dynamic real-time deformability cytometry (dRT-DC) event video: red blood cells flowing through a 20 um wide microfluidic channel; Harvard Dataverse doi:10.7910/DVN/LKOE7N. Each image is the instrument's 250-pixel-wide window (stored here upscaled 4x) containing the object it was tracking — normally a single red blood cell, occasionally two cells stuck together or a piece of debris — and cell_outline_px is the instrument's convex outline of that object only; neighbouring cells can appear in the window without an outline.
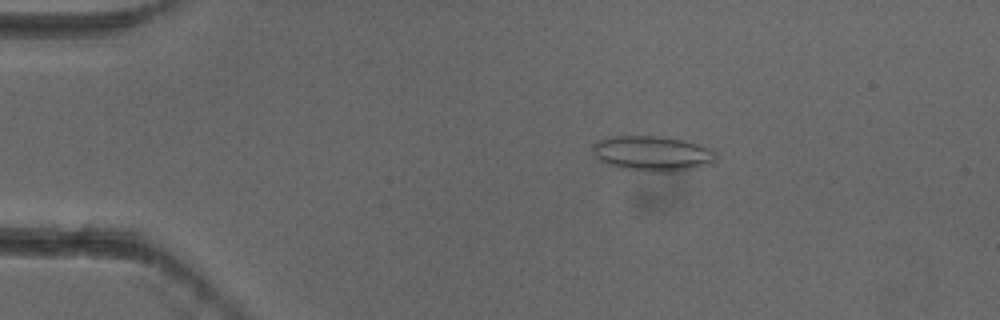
{"species": "common noctule bat (a hibernating species)", "species_latin": "Nyctalus noctula", "temperature_condition": "cold", "stored_images_in_passage": 6, "camera_frame_rate_fps": 3000, "um_per_image_px": 0.085, "animal": {"sex": "female"}, "frame": {"image": 1, "passage_image": 2, "time_ms": 0.333, "image_size_px": [1000, 320], "cell_outline_px": [[716, 160], [692, 168], [672, 172], [648, 172], [624, 168], [608, 164], [600, 160], [592, 152], [592, 144], [600, 140], [612, 136], [664, 136], [684, 140], [712, 148], [716, 152]], "centroid_in_image_um": [55.45, 13.03], "position_along_channel_um": 29.5, "area_um2": 25.2}}
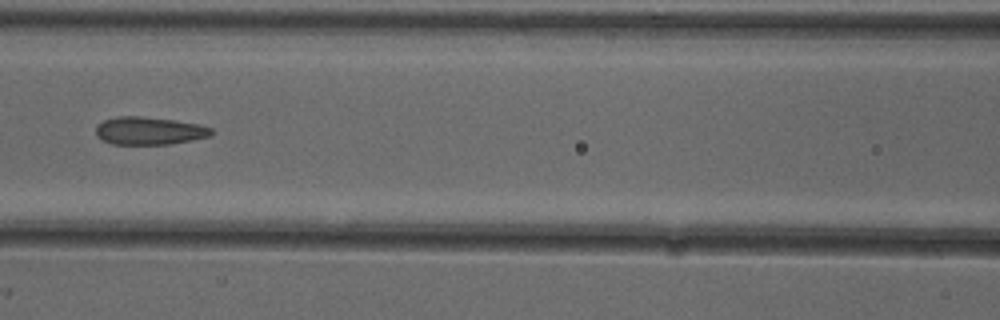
{"frame": {"image": 2, "passage_image": 6, "time_ms": 1.667, "image_size_px": [1000, 320], "cell_outline_px": [[216, 132], [212, 136], [192, 140], [168, 144], [112, 144], [96, 136], [96, 124], [104, 120], [120, 116], [140, 116], [176, 120], [200, 124], [212, 128]], "centroid_in_image_um": [12.73, 11.11], "position_along_channel_um": 153.9, "area_um2": 18.9}}